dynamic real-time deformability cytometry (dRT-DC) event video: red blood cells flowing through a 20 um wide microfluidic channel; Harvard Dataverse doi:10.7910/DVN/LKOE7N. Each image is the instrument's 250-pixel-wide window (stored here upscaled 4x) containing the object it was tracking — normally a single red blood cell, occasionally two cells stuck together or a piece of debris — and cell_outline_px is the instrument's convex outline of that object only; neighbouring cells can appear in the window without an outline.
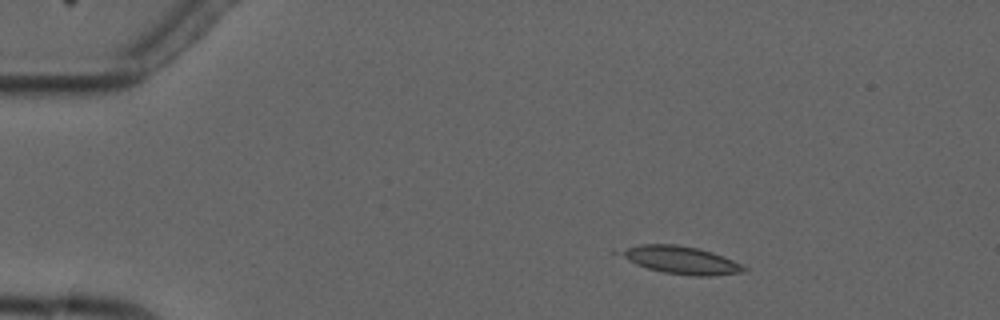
{"species": "common noctule bat (a hibernating species)", "species_latin": "Nyctalus noctula", "temperature_condition": "cold", "stored_images_in_passage": 4, "camera_frame_rate_fps": 3000, "um_per_image_px": 0.085, "animal": {"sex": "male", "forearm_length_mm": 52.5}, "frame": {"image": 1, "passage_image": 2, "time_ms": 1.333, "image_size_px": [1000, 320], "cell_outline_px": [[748, 268], [744, 272], [708, 276], [696, 276], [664, 272], [648, 268], [636, 264], [612, 252], [612, 248], [640, 244], [676, 244], [696, 248], [712, 252], [732, 260]], "centroid_in_image_um": [57.73, 22.07], "position_along_channel_um": 27.3, "area_um2": 20.17}}